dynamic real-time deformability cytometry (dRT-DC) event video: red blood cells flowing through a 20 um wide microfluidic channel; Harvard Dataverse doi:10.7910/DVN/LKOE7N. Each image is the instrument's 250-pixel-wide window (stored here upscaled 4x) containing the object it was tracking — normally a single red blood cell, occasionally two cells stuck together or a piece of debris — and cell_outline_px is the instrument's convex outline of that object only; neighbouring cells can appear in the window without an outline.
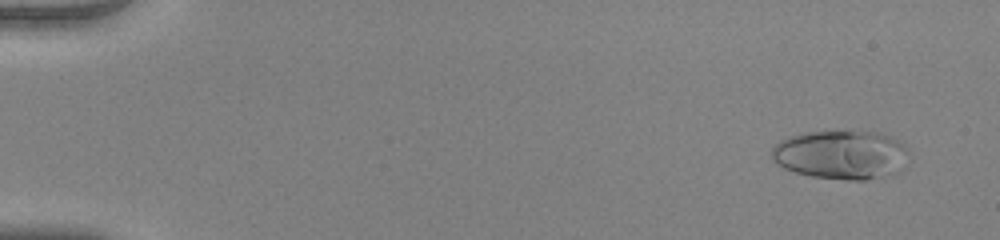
{"species": "human", "species_latin": "Homo sapiens", "temperature_condition": "warm", "stored_images_in_passage": 53, "camera_frame_rate_fps": 3000, "um_per_image_px": 0.085, "donor": {"sex": "female"}, "frame": {"image": 1, "passage_image": 4, "time_ms": 1.0, "image_size_px": [1000, 240], "cell_outline_px": [[908, 152], [904, 168], [900, 172], [864, 180], [848, 180], [812, 176], [796, 172], [784, 168], [772, 156], [772, 148], [780, 140], [788, 136], [804, 132], [876, 132], [888, 136], [904, 144], [908, 148]], "centroid_in_image_um": [71.52, 13.16], "position_along_channel_um": 13.5, "area_um2": 38.84}}
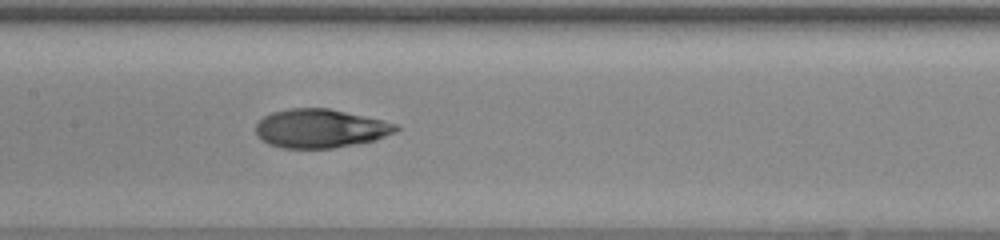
{"frame": {"image": 2, "passage_image": 28, "time_ms": 9.0, "image_size_px": [1000, 240], "cell_outline_px": [[400, 128], [396, 132], [376, 140], [356, 144], [332, 148], [280, 148], [268, 144], [256, 132], [256, 124], [264, 116], [272, 112], [288, 108], [328, 108], [384, 120], [396, 124]], "centroid_in_image_um": [27.25, 10.92], "position_along_channel_um": 180.1, "area_um2": 31.67}}
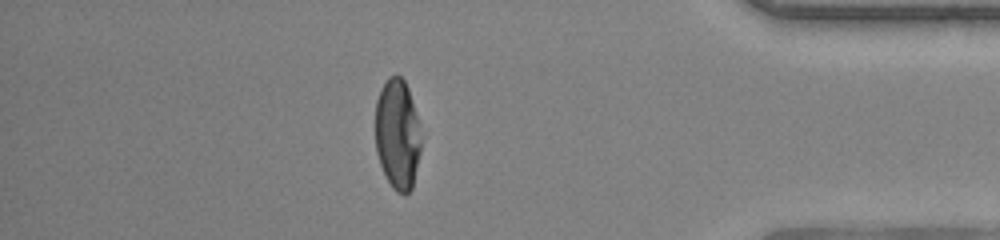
{"frame": {"image": 3, "passage_image": 47, "time_ms": 15.333, "image_size_px": [1000, 240], "cell_outline_px": [[424, 136], [412, 188], [404, 196], [396, 192], [392, 188], [380, 164], [376, 152], [376, 100], [380, 88], [388, 76], [400, 76], [404, 80], [408, 88]], "centroid_in_image_um": [33.81, 11.42], "position_along_channel_um": 401.4, "area_um2": 30.0}, "authors_computed_cell_mechanics": {"area_um2": 32.7148, "velocity_mm_per_s": 3.9619, "shape_relaxation_time_tau1_ms": 5.9745, "shape_relaxation_time_tau2_ms": 1.1163, "deformation_change_tau1": 0.267, "deformation_change_tau2": 0.0477}}